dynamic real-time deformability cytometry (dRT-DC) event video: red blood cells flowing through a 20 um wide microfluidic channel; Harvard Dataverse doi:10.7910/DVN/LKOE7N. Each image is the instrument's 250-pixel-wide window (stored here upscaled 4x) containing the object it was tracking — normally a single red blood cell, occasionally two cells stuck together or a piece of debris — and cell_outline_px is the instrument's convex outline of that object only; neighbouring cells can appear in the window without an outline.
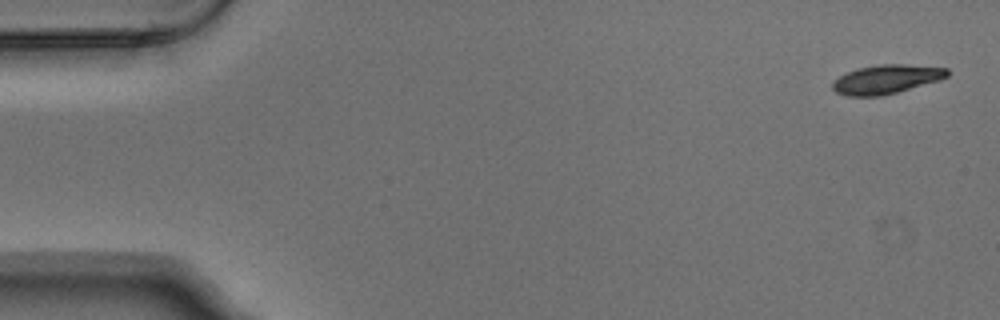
{"species": "Egyptian fruit bat (a non-hibernating species)", "species_latin": "Rousettus aegyptiacus", "temperature_condition": "warm", "stored_images_in_passage": 4, "camera_frame_rate_fps": 3000, "um_per_image_px": 0.085, "animal": {"sex": "male"}, "frame": {"image": 1, "passage_image": 1, "time_ms": 0.0, "image_size_px": [1000, 320], "cell_outline_px": [[948, 76], [940, 80], [896, 92], [880, 96], [848, 96], [836, 92], [832, 88], [832, 84], [840, 76], [856, 68], [880, 64], [904, 64], [948, 68]], "centroid_in_image_um": [75.34, 6.73], "position_along_channel_um": 9.7, "area_um2": 19.19}}
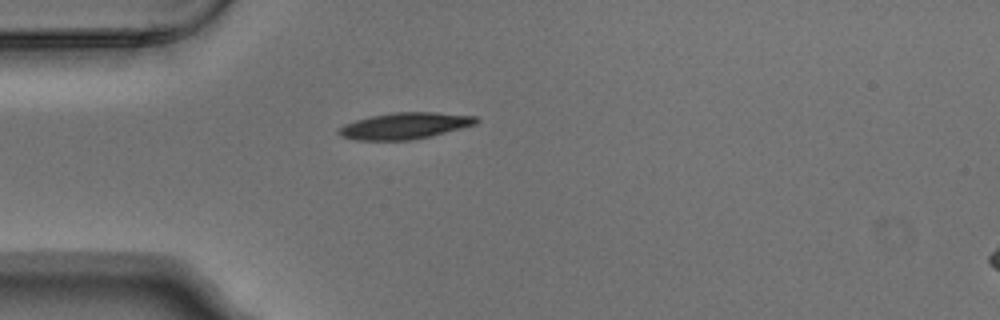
{"frame": {"image": 2, "passage_image": 4, "time_ms": 1.0, "image_size_px": [1000, 320], "cell_outline_px": [[480, 120], [476, 124], [428, 136], [408, 140], [356, 140], [340, 136], [336, 132], [344, 124], [356, 120], [372, 116], [392, 112], [436, 112], [476, 116]], "centroid_in_image_um": [34.38, 10.68], "position_along_channel_um": 50.6, "area_um2": 20.92}}